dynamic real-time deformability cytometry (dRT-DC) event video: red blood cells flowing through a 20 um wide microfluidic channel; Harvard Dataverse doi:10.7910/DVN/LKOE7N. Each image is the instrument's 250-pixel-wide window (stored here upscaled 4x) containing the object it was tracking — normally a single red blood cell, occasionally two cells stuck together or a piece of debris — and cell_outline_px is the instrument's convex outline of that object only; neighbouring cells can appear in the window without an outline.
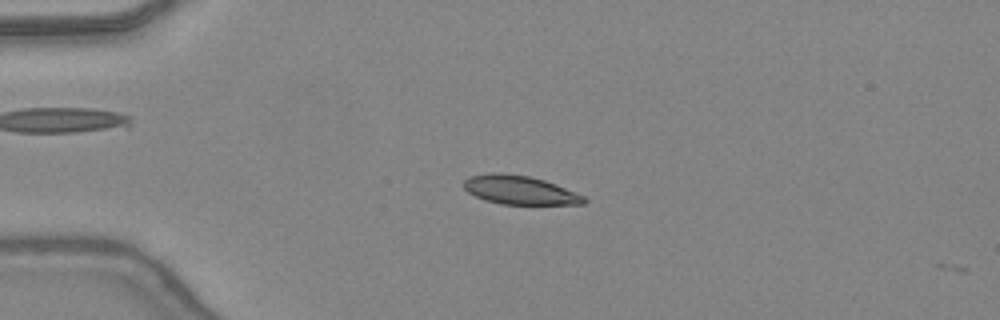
{"species": "common noctule bat (a hibernating species)", "species_latin": "Nyctalus noctula", "temperature_condition": "warm", "stored_images_in_passage": 14, "camera_frame_rate_fps": 3000, "um_per_image_px": 0.085, "animal": {"sex": "female", "body_mass_g": 24.6, "forearm_length_mm": 56.2}, "frame": {"image": 1, "passage_image": 13, "time_ms": 4.0, "image_size_px": [1000, 320], "cell_outline_px": [[588, 200], [584, 204], [500, 204], [484, 200], [468, 192], [464, 188], [464, 180], [468, 176], [492, 172], [500, 172], [528, 176], [544, 180], [556, 184], [584, 196]], "centroid_in_image_um": [44.15, 16.15], "position_along_channel_um": 40.8, "area_um2": 20.17}}